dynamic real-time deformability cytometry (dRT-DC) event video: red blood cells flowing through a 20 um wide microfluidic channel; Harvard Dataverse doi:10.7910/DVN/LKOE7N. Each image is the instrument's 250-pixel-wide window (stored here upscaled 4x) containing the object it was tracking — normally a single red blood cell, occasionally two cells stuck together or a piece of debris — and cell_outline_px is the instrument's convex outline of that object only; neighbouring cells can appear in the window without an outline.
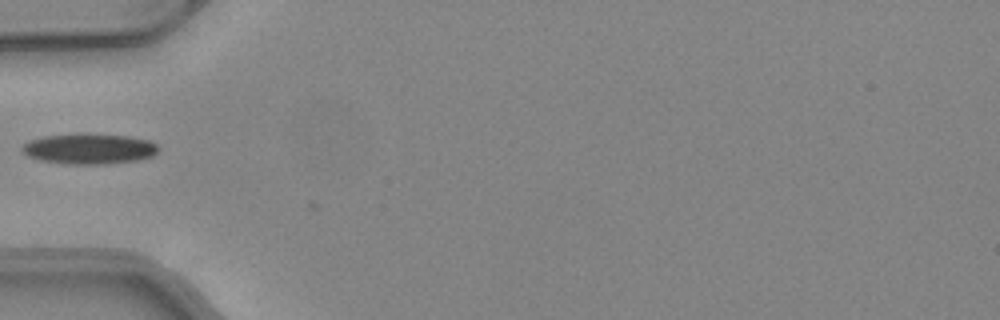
{"species": "common noctule bat (a hibernating species)", "species_latin": "Nyctalus noctula", "temperature_condition": "warm", "stored_images_in_passage": 3, "camera_frame_rate_fps": 3000, "um_per_image_px": 0.085, "animal": {"sex": "female", "body_mass_g": 24.6, "forearm_length_mm": 56.2}, "frame": {"image": 1, "passage_image": 2, "time_ms": 0.333, "image_size_px": [1000, 320], "cell_outline_px": [[160, 148], [152, 156], [136, 160], [104, 164], [68, 164], [40, 160], [28, 156], [20, 148], [28, 140], [44, 136], [128, 136], [148, 140], [156, 144]], "centroid_in_image_um": [7.57, 12.69], "position_along_channel_um": 77.4, "area_um2": 23.24}}